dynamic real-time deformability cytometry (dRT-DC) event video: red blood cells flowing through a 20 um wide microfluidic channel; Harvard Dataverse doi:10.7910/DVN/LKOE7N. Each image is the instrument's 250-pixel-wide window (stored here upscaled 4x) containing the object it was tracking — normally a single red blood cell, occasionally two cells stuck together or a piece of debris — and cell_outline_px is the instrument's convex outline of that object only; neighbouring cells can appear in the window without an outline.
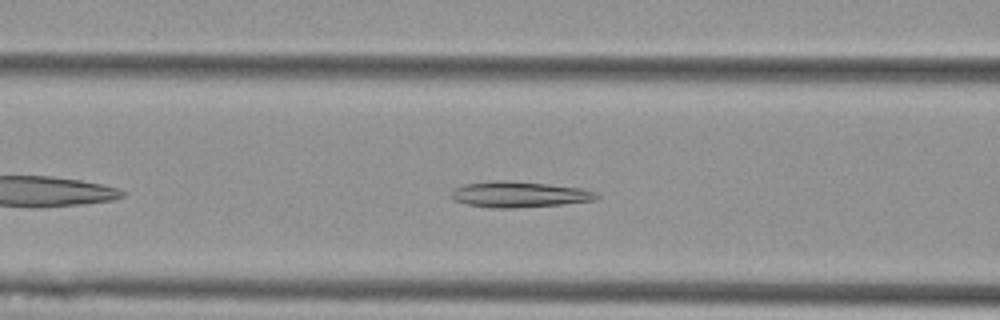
{"species": "Egyptian fruit bat (a non-hibernating species)", "species_latin": "Rousettus aegyptiacus", "temperature_condition": "cold", "stored_images_in_passage": 41, "camera_frame_rate_fps": 3000, "um_per_image_px": 0.085, "animal": {"sex": "female"}, "frame": {"image": 1, "passage_image": 7, "time_ms": 2.0, "image_size_px": [1000, 320], "cell_outline_px": [[600, 196], [596, 200], [560, 204], [512, 208], [492, 208], [468, 204], [452, 200], [452, 188], [460, 184], [492, 180], [508, 180], [548, 184], [580, 188], [596, 192]], "centroid_in_image_um": [44.07, 16.51], "position_along_channel_um": 122.5, "area_um2": 22.02}}
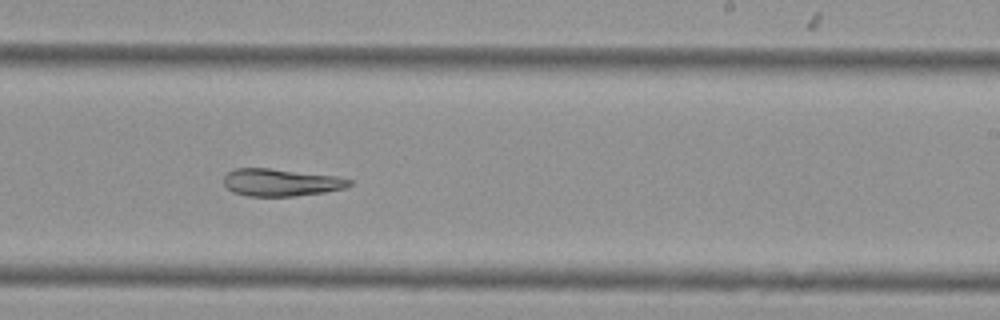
{"frame": {"image": 2, "passage_image": 19, "time_ms": 6.0, "image_size_px": [1000, 320], "cell_outline_px": [[352, 184], [344, 188], [324, 192], [296, 196], [248, 196], [232, 192], [224, 184], [224, 176], [228, 172], [236, 168], [268, 168], [336, 176], [352, 180]], "centroid_in_image_um": [23.86, 15.51], "position_along_channel_um": 265.1, "area_um2": 19.94}}
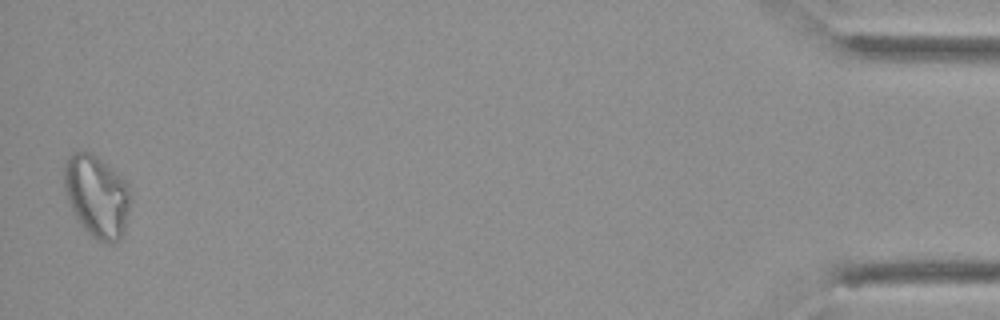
{"frame": {"image": 3, "passage_image": 40, "time_ms": 13.0, "image_size_px": [1000, 320], "cell_outline_px": [[132, 200], [124, 236], [120, 240], [108, 244], [96, 240], [84, 228], [68, 204], [64, 188], [64, 164], [68, 156], [72, 152], [88, 152], [96, 156], [112, 168], [128, 184]], "centroid_in_image_um": [8.26, 16.7], "position_along_channel_um": 426.9, "area_um2": 32.19}}